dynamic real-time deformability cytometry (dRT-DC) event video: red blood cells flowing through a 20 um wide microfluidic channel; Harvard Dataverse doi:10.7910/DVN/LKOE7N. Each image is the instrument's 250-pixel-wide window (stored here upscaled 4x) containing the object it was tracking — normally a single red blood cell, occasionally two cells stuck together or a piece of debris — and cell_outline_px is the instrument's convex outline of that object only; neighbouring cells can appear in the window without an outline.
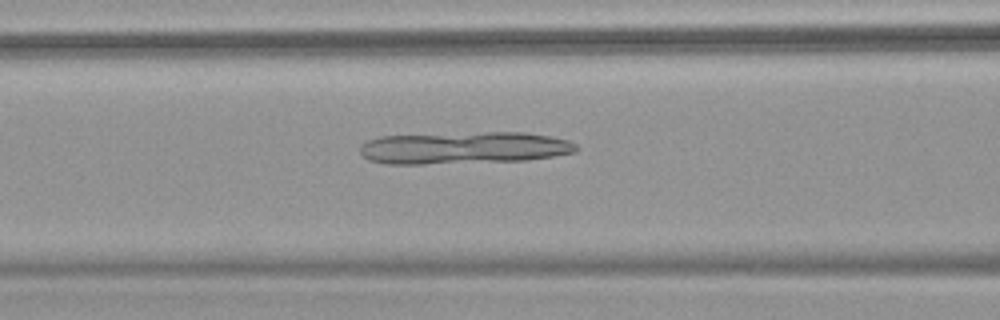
{"species": "common noctule bat (a hibernating species)", "species_latin": "Nyctalus noctula", "temperature_condition": "warm", "stored_images_in_passage": 44, "camera_frame_rate_fps": 3000, "um_per_image_px": 0.085, "animal": {"sex": "female", "body_mass_g": 18.4}, "frame": {"image": 1, "passage_image": 14, "time_ms": 4.333, "image_size_px": [1000, 320], "cell_outline_px": [[580, 148], [576, 152], [552, 156], [524, 160], [424, 164], [384, 164], [368, 160], [360, 152], [360, 144], [368, 140], [380, 136], [488, 132], [524, 132], [548, 136], [568, 140], [576, 144]], "centroid_in_image_um": [39.41, 12.57], "position_along_channel_um": 127.2, "area_um2": 40.52}}
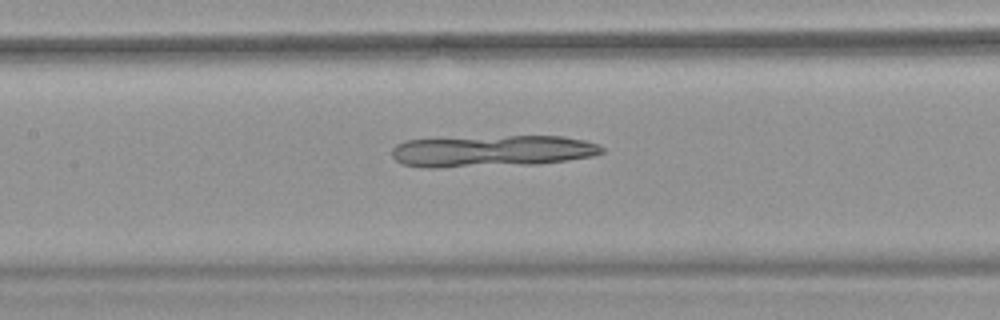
{"frame": {"image": 2, "passage_image": 17, "time_ms": 5.333, "image_size_px": [1000, 320], "cell_outline_px": [[604, 152], [592, 156], [568, 160], [536, 164], [432, 168], [424, 168], [400, 164], [392, 156], [392, 148], [396, 144], [404, 140], [508, 136], [564, 136], [584, 140], [596, 144], [604, 148]], "centroid_in_image_um": [41.79, 12.85], "position_along_channel_um": 165.6, "area_um2": 38.84}}
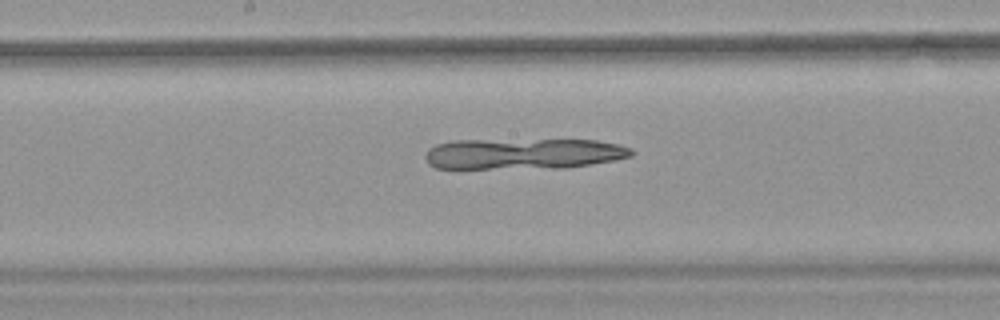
{"frame": {"image": 3, "passage_image": 20, "time_ms": 6.333, "image_size_px": [1000, 320], "cell_outline_px": [[636, 152], [632, 156], [616, 160], [564, 168], [436, 168], [428, 164], [424, 156], [428, 148], [436, 144], [452, 140], [596, 140], [616, 144], [632, 148]], "centroid_in_image_um": [44.49, 13.07], "position_along_channel_um": 203.7, "area_um2": 37.28}}